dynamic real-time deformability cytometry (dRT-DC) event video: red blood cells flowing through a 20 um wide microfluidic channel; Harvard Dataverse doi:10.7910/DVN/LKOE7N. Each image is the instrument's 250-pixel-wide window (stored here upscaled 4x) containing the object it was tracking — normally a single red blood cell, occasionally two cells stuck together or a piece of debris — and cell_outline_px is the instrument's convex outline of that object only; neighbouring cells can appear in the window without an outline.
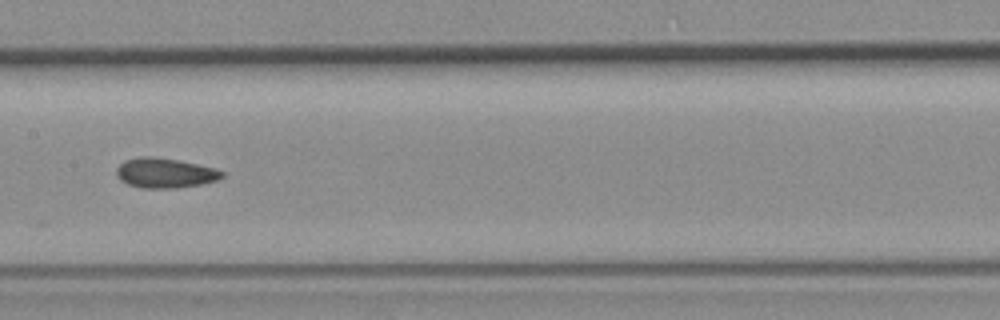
{"species": "common noctule bat (a hibernating species)", "species_latin": "Nyctalus noctula", "temperature_condition": "room temperature", "stored_images_in_passage": 7, "camera_frame_rate_fps": 3000, "um_per_image_px": 0.085, "animal": {"sex": "female", "body_mass_g": 19.3, "forearm_length_mm": 54.1}, "frame": {"image": 1, "passage_image": 6, "time_ms": 6.667, "image_size_px": [1000, 320], "cell_outline_px": [[224, 176], [216, 180], [200, 184], [176, 188], [140, 188], [128, 184], [120, 180], [116, 176], [116, 168], [124, 160], [140, 156], [152, 156], [176, 160], [196, 164], [212, 168], [224, 172]], "centroid_in_image_um": [13.96, 14.7], "position_along_channel_um": 193.4, "area_um2": 18.26}}
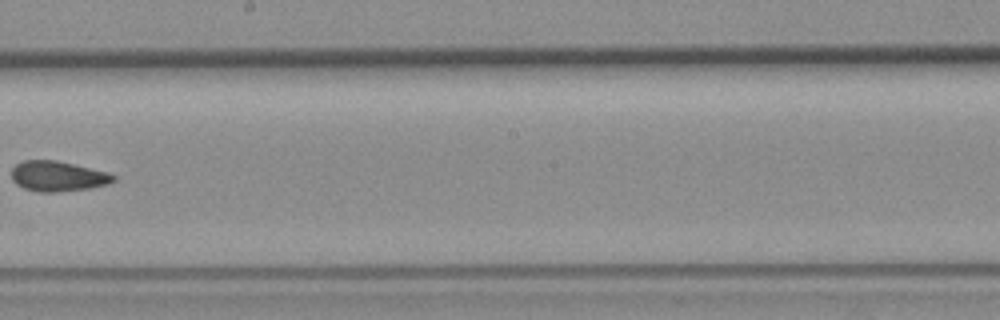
{"frame": {"image": 2, "passage_image": 7, "time_ms": 8.0, "image_size_px": [1000, 320], "cell_outline_px": [[116, 180], [108, 184], [92, 188], [56, 192], [36, 192], [24, 188], [16, 184], [12, 180], [12, 168], [16, 164], [24, 160], [56, 160], [108, 172], [116, 176]], "centroid_in_image_um": [4.92, 14.98], "position_along_channel_um": 243.3, "area_um2": 18.09}}